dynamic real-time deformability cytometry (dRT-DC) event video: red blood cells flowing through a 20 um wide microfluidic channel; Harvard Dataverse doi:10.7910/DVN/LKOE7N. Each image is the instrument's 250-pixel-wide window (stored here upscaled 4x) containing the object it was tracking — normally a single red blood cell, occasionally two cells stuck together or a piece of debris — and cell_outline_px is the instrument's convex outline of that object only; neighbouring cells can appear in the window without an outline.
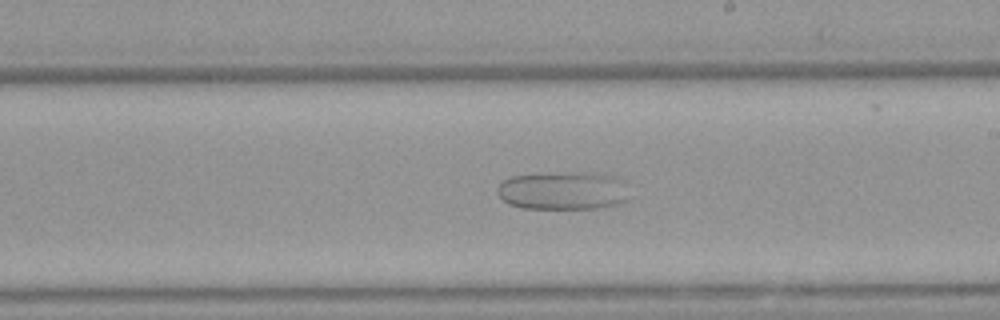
{"species": "Egyptian fruit bat (a non-hibernating species)", "species_latin": "Rousettus aegyptiacus", "temperature_condition": "warm", "stored_images_in_passage": 54, "camera_frame_rate_fps": 3000, "um_per_image_px": 0.085, "animal": {"sex": "female"}, "frame": {"image": 1, "passage_image": 30, "time_ms": 9.667, "image_size_px": [1000, 320], "cell_outline_px": [[628, 200], [624, 204], [596, 208], [520, 208], [508, 204], [496, 192], [496, 188], [504, 180], [512, 176], [552, 172], [584, 172], [620, 176], [624, 180]], "centroid_in_image_um": [47.9, 16.19], "position_along_channel_um": 241.1, "area_um2": 29.88}}